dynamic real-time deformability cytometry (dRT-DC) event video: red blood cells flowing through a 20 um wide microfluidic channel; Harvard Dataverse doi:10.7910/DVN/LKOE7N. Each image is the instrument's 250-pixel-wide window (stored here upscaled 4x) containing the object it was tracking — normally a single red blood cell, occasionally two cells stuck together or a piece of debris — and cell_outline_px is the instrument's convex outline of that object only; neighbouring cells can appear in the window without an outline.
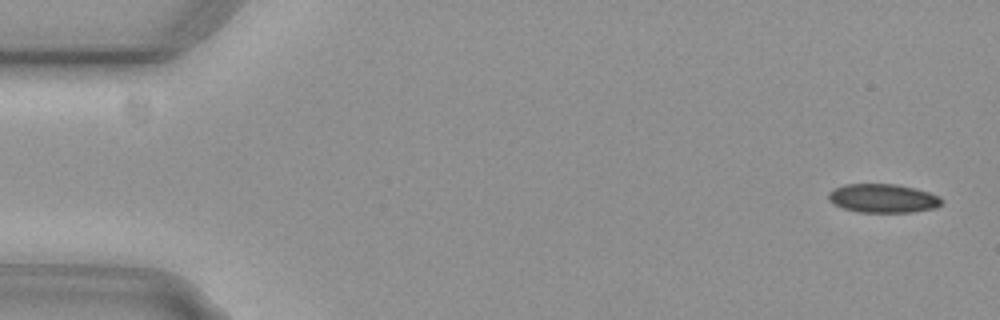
{"species": "common noctule bat (a hibernating species)", "species_latin": "Nyctalus noctula", "temperature_condition": "cold", "stored_images_in_passage": 3, "camera_frame_rate_fps": 3000, "um_per_image_px": 0.085, "animal": {"sex": "female", "body_mass_g": 29.2, "forearm_length_mm": 56.3}, "frame": {"image": 1, "passage_image": 1, "time_ms": 0.0, "image_size_px": [1000, 320], "cell_outline_px": [[944, 200], [936, 208], [912, 212], [856, 212], [832, 204], [828, 200], [828, 192], [832, 188], [844, 184], [896, 184], [916, 188], [940, 196]], "centroid_in_image_um": [75.03, 16.85], "position_along_channel_um": 10.0, "area_um2": 19.25}}